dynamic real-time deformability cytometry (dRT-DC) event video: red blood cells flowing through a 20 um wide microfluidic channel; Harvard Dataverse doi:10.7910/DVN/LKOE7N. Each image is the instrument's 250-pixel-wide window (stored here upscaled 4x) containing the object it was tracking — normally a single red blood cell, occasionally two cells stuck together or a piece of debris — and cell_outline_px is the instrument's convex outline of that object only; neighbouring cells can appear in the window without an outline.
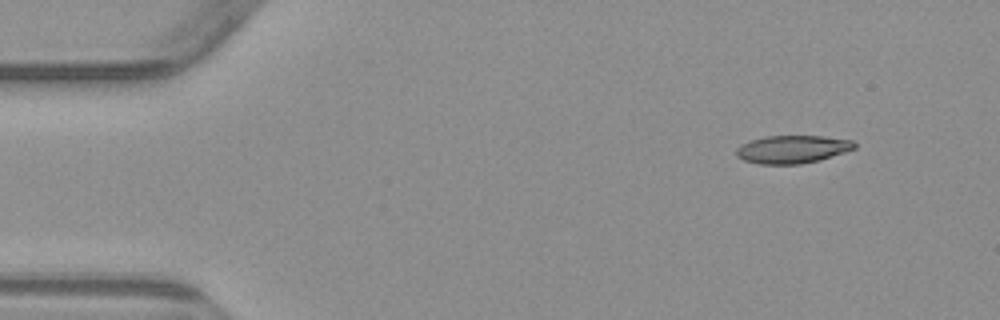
{"species": "common noctule bat (a hibernating species)", "species_latin": "Nyctalus noctula", "temperature_condition": "warm", "stored_images_in_passage": 4, "camera_frame_rate_fps": 3000, "um_per_image_px": 0.085, "animal": {"sex": "male", "body_mass_g": 23.1, "forearm_length_mm": 52.7}, "frame": {"image": 1, "passage_image": 4, "time_ms": 3.667, "image_size_px": [1000, 320], "cell_outline_px": [[856, 148], [820, 160], [800, 164], [760, 164], [744, 160], [736, 156], [736, 148], [740, 144], [748, 140], [764, 136], [824, 136], [852, 140], [856, 144]], "centroid_in_image_um": [67.32, 12.68], "position_along_channel_um": 17.7, "area_um2": 19.36}}